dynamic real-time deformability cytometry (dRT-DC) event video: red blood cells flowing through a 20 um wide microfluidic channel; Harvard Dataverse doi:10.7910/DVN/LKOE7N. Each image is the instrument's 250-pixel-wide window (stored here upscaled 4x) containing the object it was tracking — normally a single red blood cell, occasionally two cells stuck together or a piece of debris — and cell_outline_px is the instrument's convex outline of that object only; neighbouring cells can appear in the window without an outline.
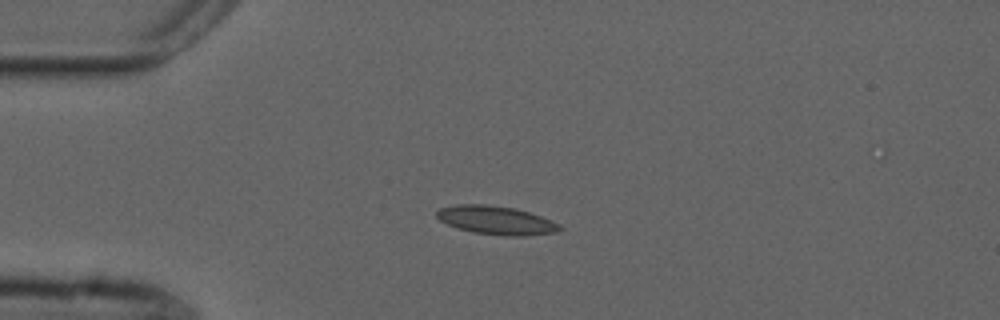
{"species": "common noctule bat (a hibernating species)", "species_latin": "Nyctalus noctula", "temperature_condition": "cold", "stored_images_in_passage": 4, "camera_frame_rate_fps": 3000, "um_per_image_px": 0.085, "animal": {"sex": "male", "forearm_length_mm": 52.5}, "frame": {"image": 1, "passage_image": 1, "time_ms": 0.0, "image_size_px": [1000, 320], "cell_outline_px": [[564, 228], [556, 232], [524, 236], [504, 236], [472, 232], [456, 228], [440, 220], [436, 216], [436, 212], [440, 208], [456, 204], [484, 204], [516, 208], [540, 216], [560, 224]], "centroid_in_image_um": [42.17, 18.72], "position_along_channel_um": 42.8, "area_um2": 20.52}}
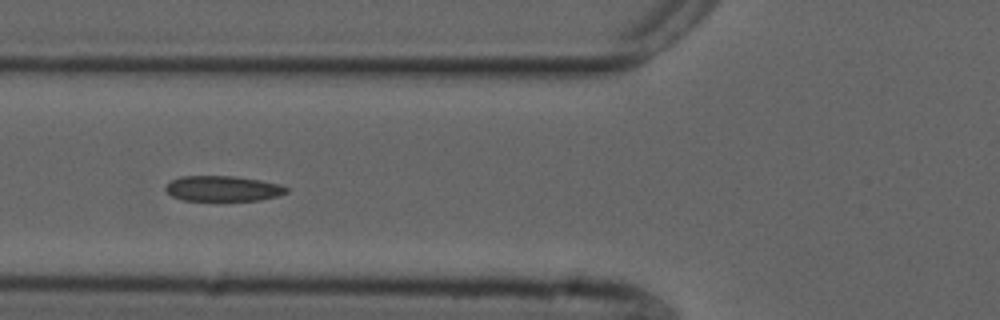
{"frame": {"image": 2, "passage_image": 3, "time_ms": 0.667, "image_size_px": [1000, 320], "cell_outline_px": [[288, 192], [276, 196], [260, 200], [184, 200], [172, 196], [164, 188], [172, 180], [180, 176], [232, 176], [260, 180], [280, 184], [288, 188]], "centroid_in_image_um": [18.95, 16.02], "position_along_channel_um": 106.8, "area_um2": 17.69}}
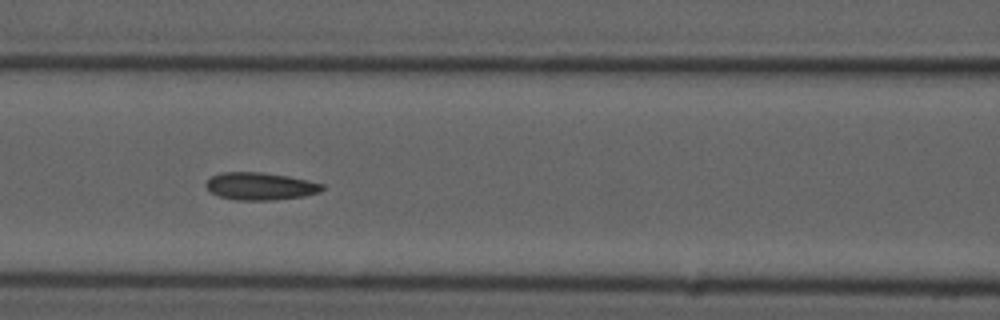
{"frame": {"image": 3, "passage_image": 4, "time_ms": 1.0, "image_size_px": [1000, 320], "cell_outline_px": [[324, 188], [320, 192], [304, 196], [272, 200], [232, 200], [220, 196], [212, 192], [204, 184], [212, 176], [220, 172], [260, 172], [288, 176], [308, 180], [324, 184]], "centroid_in_image_um": [22.14, 15.83], "position_along_channel_um": 144.5, "area_um2": 18.61}}